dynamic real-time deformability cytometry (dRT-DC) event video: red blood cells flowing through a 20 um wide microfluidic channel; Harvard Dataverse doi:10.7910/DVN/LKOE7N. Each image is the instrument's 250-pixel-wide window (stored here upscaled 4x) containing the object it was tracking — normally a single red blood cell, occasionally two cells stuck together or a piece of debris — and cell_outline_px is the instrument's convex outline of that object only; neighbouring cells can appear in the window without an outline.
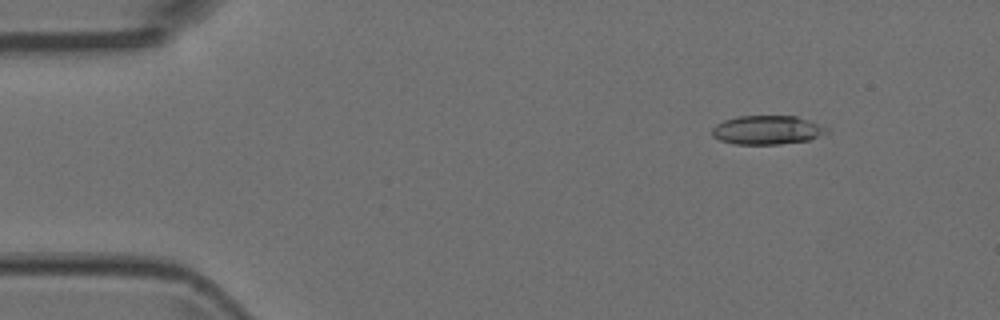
{"species": "Egyptian fruit bat (a non-hibernating species)", "species_latin": "Rousettus aegyptiacus", "temperature_condition": "room temperature", "stored_images_in_passage": 4, "camera_frame_rate_fps": 3000, "um_per_image_px": 0.085, "animal": {"sex": "female"}, "frame": {"image": 1, "passage_image": 2, "time_ms": 0.333, "image_size_px": [1000, 320], "cell_outline_px": [[828, 132], [808, 140], [780, 144], [736, 144], [720, 140], [712, 136], [712, 128], [716, 124], [724, 120], [736, 116], [796, 116], [808, 120], [828, 128]], "centroid_in_image_um": [65.17, 11.05], "position_along_channel_um": 19.8, "area_um2": 19.19}}